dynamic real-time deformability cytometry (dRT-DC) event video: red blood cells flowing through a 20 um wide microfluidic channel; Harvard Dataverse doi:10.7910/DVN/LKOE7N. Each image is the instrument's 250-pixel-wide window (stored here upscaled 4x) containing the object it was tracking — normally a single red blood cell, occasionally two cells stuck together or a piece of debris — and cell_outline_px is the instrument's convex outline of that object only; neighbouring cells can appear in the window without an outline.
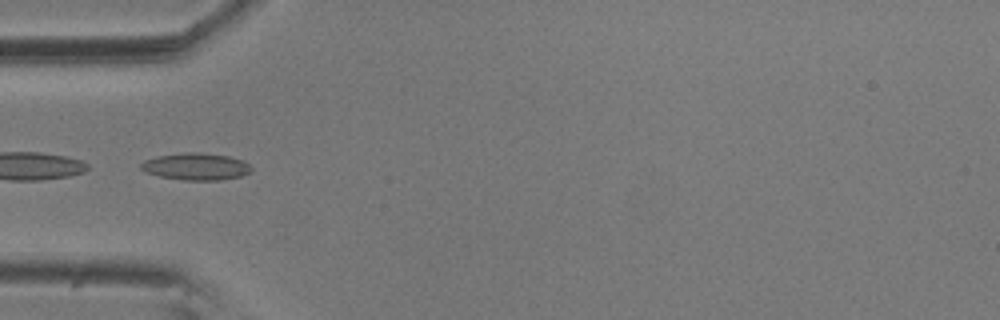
{"species": "common noctule bat (a hibernating species)", "species_latin": "Nyctalus noctula", "temperature_condition": "room temperature", "stored_images_in_passage": 10, "segment_of_instrument_passage": [2, 2], "camera_frame_rate_fps": 3000, "um_per_image_px": 0.085, "animal": {"sex": "male", "body_mass_g": 20.5, "forearm_length_mm": 52.5}, "frame": {"image": 1, "passage_image": 5, "time_ms": 1.333, "image_size_px": [1000, 320], "cell_outline_px": [[252, 168], [248, 172], [240, 176], [220, 180], [184, 180], [160, 176], [144, 172], [140, 168], [140, 164], [144, 160], [156, 156], [184, 152], [200, 152], [228, 156], [244, 160]], "centroid_in_image_um": [16.62, 14.14], "position_along_channel_um": 68.4, "area_um2": 17.4}}